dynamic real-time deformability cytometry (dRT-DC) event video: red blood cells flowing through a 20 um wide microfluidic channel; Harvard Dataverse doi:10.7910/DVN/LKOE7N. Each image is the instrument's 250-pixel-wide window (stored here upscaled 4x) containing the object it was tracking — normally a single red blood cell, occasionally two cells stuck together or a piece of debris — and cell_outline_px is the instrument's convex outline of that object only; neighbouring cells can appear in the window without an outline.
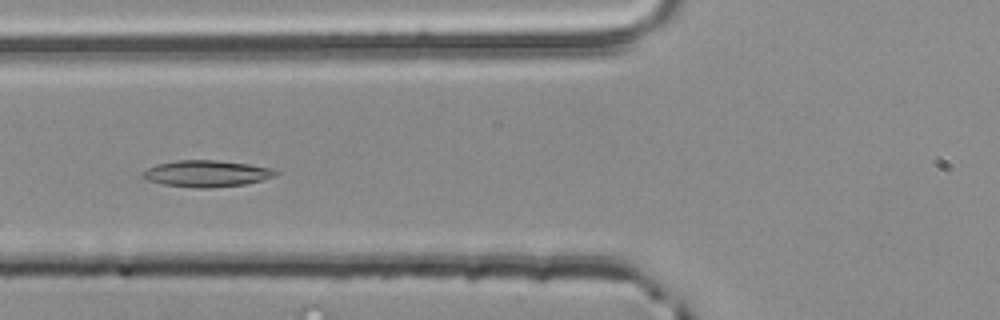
{"species": "common noctule bat (a hibernating species)", "species_latin": "Nyctalus noctula", "temperature_condition": "room temperature", "stored_images_in_passage": 49, "camera_frame_rate_fps": 3000, "um_per_image_px": 0.085, "animal": {"sex": "male", "body_mass_g": 20.4}, "frame": {"image": 1, "passage_image": 16, "time_ms": 5.0, "image_size_px": [1000, 320], "cell_outline_px": [[280, 172], [276, 176], [264, 180], [244, 184], [212, 188], [196, 188], [164, 184], [148, 180], [140, 176], [140, 172], [156, 164], [176, 160], [216, 160], [248, 164], [272, 168]], "centroid_in_image_um": [17.57, 14.75], "position_along_channel_um": 108.2, "area_um2": 20.69}}
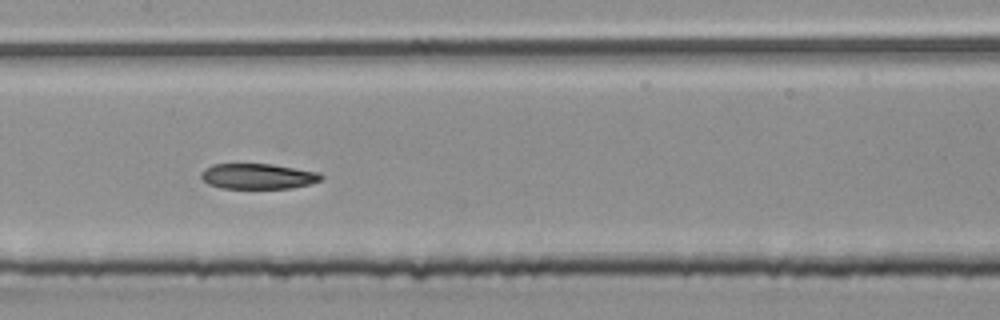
{"frame": {"image": 2, "passage_image": 22, "time_ms": 7.0, "image_size_px": [1000, 320], "cell_outline_px": [[324, 176], [320, 180], [308, 184], [292, 188], [220, 188], [208, 184], [200, 176], [200, 172], [204, 168], [212, 164], [272, 164], [320, 172]], "centroid_in_image_um": [21.9, 14.98], "position_along_channel_um": 185.5, "area_um2": 17.86}}
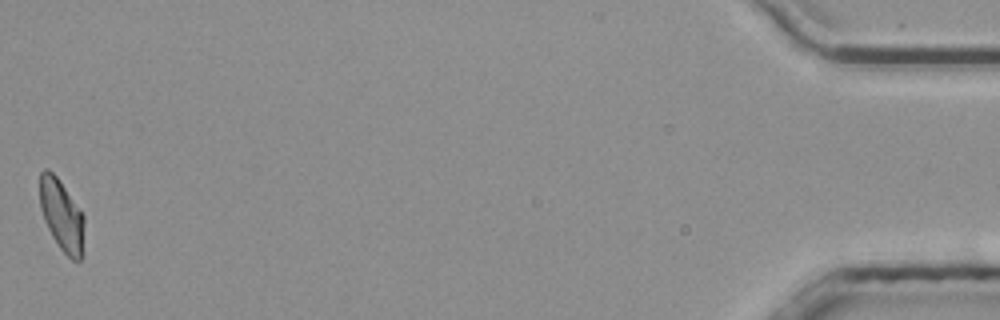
{"frame": {"image": 3, "passage_image": 49, "time_ms": 16.0, "image_size_px": [1000, 320], "cell_outline_px": [[84, 256], [80, 260], [72, 260], [60, 248], [52, 236], [44, 220], [40, 208], [40, 172], [44, 168], [48, 168], [56, 176], [84, 216]], "centroid_in_image_um": [5.25, 18.34], "position_along_channel_um": 429.9, "area_um2": 18.5}, "authors_computed_cell_mechanics": {"area_um2": 19.2474, "velocity_mm_per_s": 3.8496, "shape_relaxation_time_tau1_ms": null, "shape_relaxation_time_tau2_ms": 4.8201, "deformation_change_tau1": null, "deformation_change_tau2": 0.1047}}